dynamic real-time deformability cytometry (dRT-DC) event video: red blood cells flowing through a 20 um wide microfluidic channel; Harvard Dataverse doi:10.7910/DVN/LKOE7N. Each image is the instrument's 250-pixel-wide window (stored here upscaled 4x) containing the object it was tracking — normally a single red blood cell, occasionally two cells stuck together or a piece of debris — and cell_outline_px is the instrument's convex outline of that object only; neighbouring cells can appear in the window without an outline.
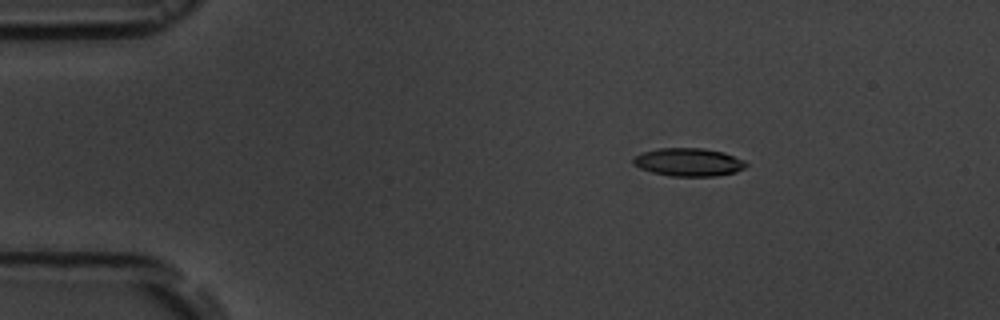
{"species": "common noctule bat (a hibernating species)", "species_latin": "Nyctalus noctula", "temperature_condition": "room temperature", "stored_images_in_passage": 7, "camera_frame_rate_fps": 3000, "um_per_image_px": 0.085, "animal": {"sex": "male", "body_mass_g": 19.5, "forearm_length_mm": 54.6}, "frame": {"image": 1, "passage_image": 1, "time_ms": 0.0, "image_size_px": [1000, 320], "cell_outline_px": [[748, 164], [744, 168], [736, 172], [716, 176], [672, 176], [652, 172], [640, 168], [632, 164], [632, 160], [640, 152], [660, 148], [704, 148], [724, 152], [744, 160]], "centroid_in_image_um": [58.53, 13.78], "position_along_channel_um": 26.5, "area_um2": 18.55}}
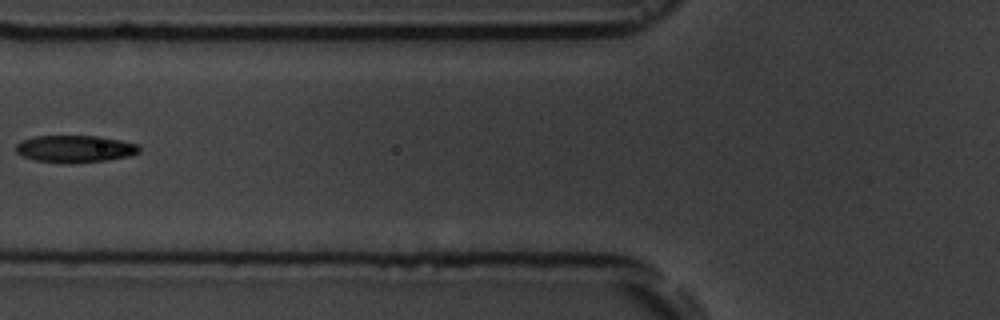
{"frame": {"image": 2, "passage_image": 4, "time_ms": 4.333, "image_size_px": [1000, 320], "cell_outline_px": [[140, 152], [132, 156], [108, 160], [72, 164], [36, 160], [24, 156], [16, 152], [16, 144], [20, 140], [32, 136], [100, 136], [120, 140], [136, 144], [140, 148]], "centroid_in_image_um": [6.39, 12.65], "position_along_channel_um": 119.4, "area_um2": 19.71}}
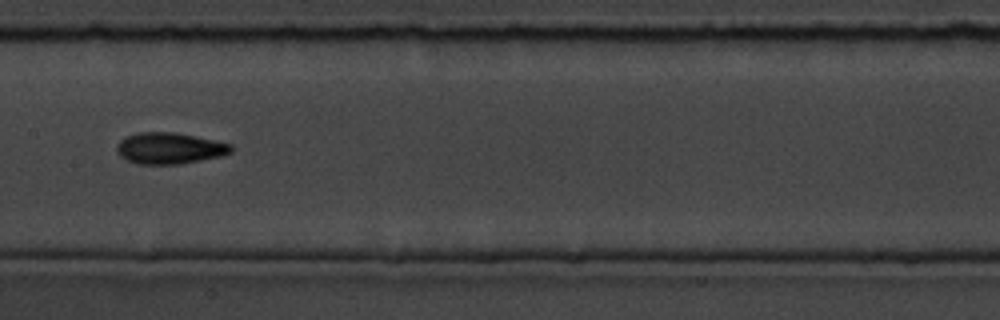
{"frame": {"image": 3, "passage_image": 6, "time_ms": 6.333, "image_size_px": [1000, 320], "cell_outline_px": [[232, 152], [220, 156], [180, 164], [140, 164], [128, 160], [120, 156], [116, 152], [116, 144], [120, 140], [136, 132], [176, 132], [232, 144]], "centroid_in_image_um": [14.39, 12.59], "position_along_channel_um": 193.0, "area_um2": 20.81}}